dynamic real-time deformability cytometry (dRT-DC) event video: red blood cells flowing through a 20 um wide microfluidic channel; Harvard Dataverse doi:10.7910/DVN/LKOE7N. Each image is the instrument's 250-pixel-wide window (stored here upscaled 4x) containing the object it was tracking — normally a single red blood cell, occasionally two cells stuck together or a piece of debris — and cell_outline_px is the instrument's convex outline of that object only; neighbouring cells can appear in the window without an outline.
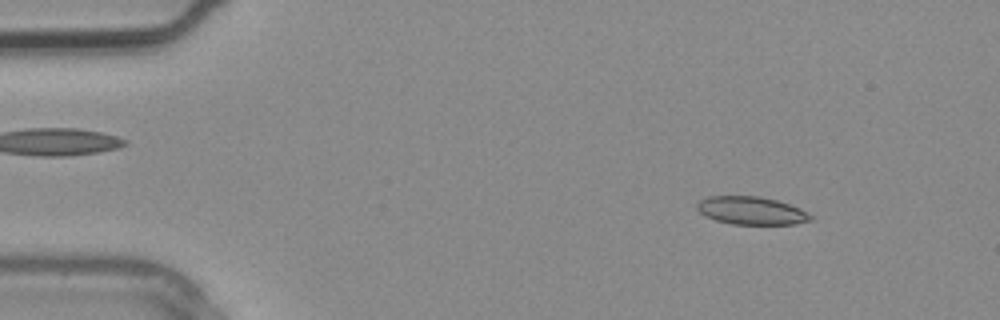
{"species": "common noctule bat (a hibernating species)", "species_latin": "Nyctalus noctula", "temperature_condition": "warm", "stored_images_in_passage": 2, "camera_frame_rate_fps": 3000, "um_per_image_px": 0.085, "animal": {"sex": "male", "body_mass_g": 20.4}, "frame": {"image": 1, "passage_image": 2, "time_ms": 0.333, "image_size_px": [1000, 320], "cell_outline_px": [[812, 220], [796, 224], [732, 224], [716, 220], [704, 216], [696, 208], [696, 204], [700, 200], [708, 196], [760, 196], [776, 200], [800, 208], [808, 212], [812, 216]], "centroid_in_image_um": [63.85, 17.9], "position_along_channel_um": 21.1, "area_um2": 18.55}}